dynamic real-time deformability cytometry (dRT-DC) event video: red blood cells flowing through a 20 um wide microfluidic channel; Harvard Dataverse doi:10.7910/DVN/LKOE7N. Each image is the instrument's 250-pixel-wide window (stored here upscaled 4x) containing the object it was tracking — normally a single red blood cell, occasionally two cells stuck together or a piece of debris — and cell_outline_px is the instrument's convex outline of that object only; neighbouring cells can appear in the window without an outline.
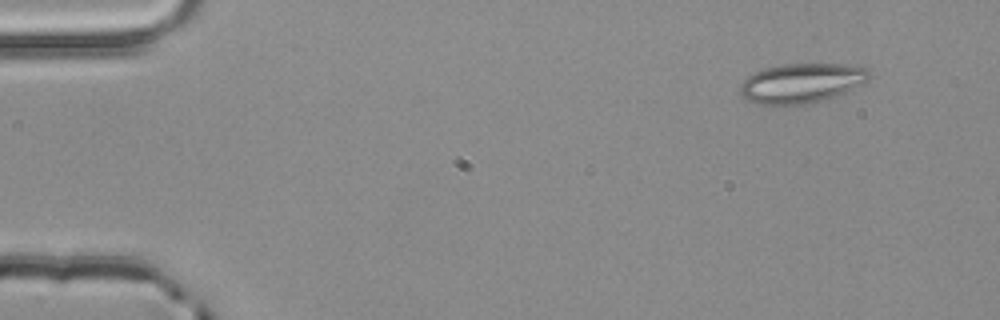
{"species": "common noctule bat (a hibernating species)", "species_latin": "Nyctalus noctula", "temperature_condition": "room temperature", "stored_images_in_passage": 3, "camera_frame_rate_fps": 3000, "um_per_image_px": 0.085, "animal": {"sex": "male", "body_mass_g": 20.4}, "frame": {"image": 1, "passage_image": 1, "time_ms": 0.0, "image_size_px": [1000, 320], "cell_outline_px": [[872, 76], [868, 80], [836, 96], [812, 104], [760, 104], [748, 100], [740, 92], [740, 84], [752, 72], [764, 68], [784, 64], [864, 64], [868, 68]], "centroid_in_image_um": [68.19, 7.04], "position_along_channel_um": 16.8, "area_um2": 30.06}}
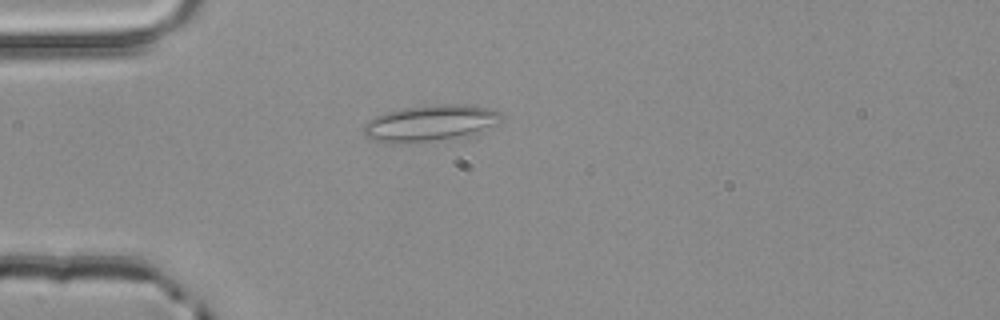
{"frame": {"image": 2, "passage_image": 3, "time_ms": 0.667, "image_size_px": [1000, 320], "cell_outline_px": [[500, 116], [480, 132], [468, 136], [440, 140], [376, 140], [364, 136], [364, 124], [368, 120], [384, 112], [404, 108], [436, 104], [464, 104], [488, 108], [500, 112]], "centroid_in_image_um": [36.56, 10.42], "position_along_channel_um": 48.4, "area_um2": 27.86}}